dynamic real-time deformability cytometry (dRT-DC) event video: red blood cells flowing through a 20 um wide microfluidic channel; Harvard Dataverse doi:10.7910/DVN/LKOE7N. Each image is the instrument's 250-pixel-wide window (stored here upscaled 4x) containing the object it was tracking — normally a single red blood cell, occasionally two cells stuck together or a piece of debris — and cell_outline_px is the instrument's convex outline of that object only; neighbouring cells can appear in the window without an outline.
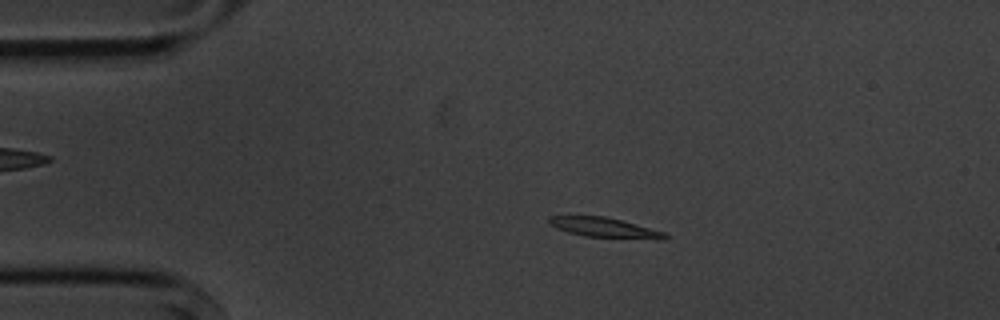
{"species": "common noctule bat (a hibernating species)", "species_latin": "Nyctalus noctula", "temperature_condition": "cold", "stored_images_in_passage": 5, "camera_frame_rate_fps": 3000, "um_per_image_px": 0.085, "animal": {"sex": "male", "body_mass_g": 20.1, "forearm_length_mm": 53.5}, "frame": {"image": 1, "passage_image": 3, "time_ms": 2.333, "image_size_px": [1000, 320], "cell_outline_px": [[668, 236], [664, 240], [660, 240], [584, 236], [568, 232], [556, 228], [548, 220], [548, 216], [604, 216], [636, 224], [664, 232]], "centroid_in_image_um": [51.41, 19.36], "position_along_channel_um": 33.6, "area_um2": 13.29}}
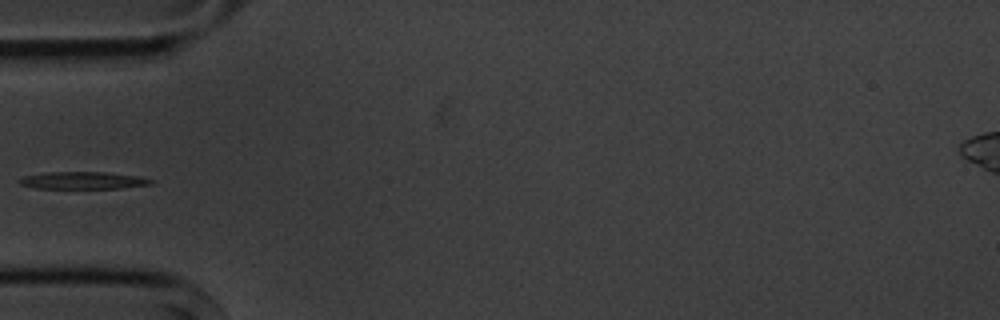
{"frame": {"image": 2, "passage_image": 5, "time_ms": 4.667, "image_size_px": [1000, 320], "cell_outline_px": [[156, 180], [152, 184], [120, 188], [36, 188], [20, 184], [16, 180], [20, 176], [48, 172], [104, 172], [140, 176]], "centroid_in_image_um": [7.04, 15.33], "position_along_channel_um": 78.0, "area_um2": 13.35}}